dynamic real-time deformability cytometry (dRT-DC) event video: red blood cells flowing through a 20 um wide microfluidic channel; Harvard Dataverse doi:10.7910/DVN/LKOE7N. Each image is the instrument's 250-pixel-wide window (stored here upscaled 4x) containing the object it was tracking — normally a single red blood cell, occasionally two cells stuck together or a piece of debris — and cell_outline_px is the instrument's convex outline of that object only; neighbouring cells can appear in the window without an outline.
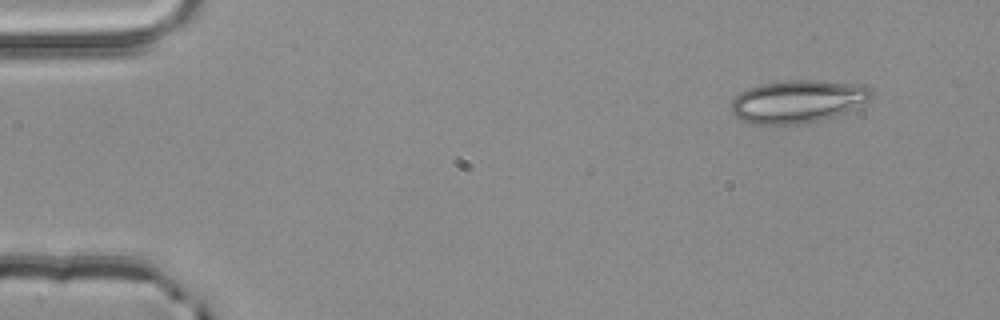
{"species": "common noctule bat (a hibernating species)", "species_latin": "Nyctalus noctula", "temperature_condition": "room temperature", "stored_images_in_passage": 3, "camera_frame_rate_fps": 3000, "um_per_image_px": 0.085, "animal": {"sex": "male", "body_mass_g": 20.4}, "frame": {"image": 1, "passage_image": 1, "time_ms": 0.0, "image_size_px": [1000, 320], "cell_outline_px": [[872, 96], [868, 100], [844, 112], [832, 116], [800, 124], [752, 124], [736, 116], [732, 112], [732, 100], [740, 92], [748, 88], [760, 84], [788, 80], [816, 80], [864, 84], [872, 88]], "centroid_in_image_um": [67.81, 8.59], "position_along_channel_um": 17.2, "area_um2": 34.62}}